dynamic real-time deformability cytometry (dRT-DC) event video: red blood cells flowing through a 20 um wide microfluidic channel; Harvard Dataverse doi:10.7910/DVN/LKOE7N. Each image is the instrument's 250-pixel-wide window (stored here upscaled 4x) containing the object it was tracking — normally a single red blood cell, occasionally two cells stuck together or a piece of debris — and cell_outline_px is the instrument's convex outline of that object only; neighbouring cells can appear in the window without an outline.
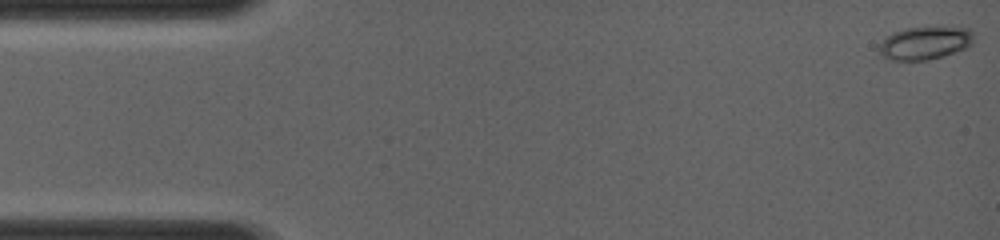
{"species": "common noctule bat (a hibernating species)", "species_latin": "Nyctalus noctula", "temperature_condition": "room temperature", "stored_images_in_passage": 53, "camera_frame_rate_fps": 4000, "um_per_image_px": 0.085, "animal": {"sex": "female", "body_mass_g": 19.0, "forearm_length_mm": 56.7}, "frame": {"image": 1, "passage_image": 1, "time_ms": 0.0, "image_size_px": [1000, 240], "cell_outline_px": [[972, 36], [968, 44], [964, 48], [940, 56], [924, 60], [892, 60], [884, 56], [880, 52], [880, 44], [888, 36], [896, 32], [912, 28], [964, 28], [972, 32]], "centroid_in_image_um": [78.57, 3.67], "position_along_channel_um": 6.4, "area_um2": 16.99}}
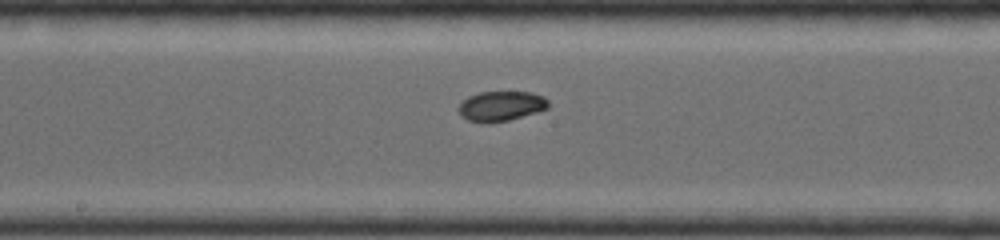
{"frame": {"image": 2, "passage_image": 28, "time_ms": 6.75, "image_size_px": [1000, 240], "cell_outline_px": [[548, 108], [536, 112], [508, 120], [488, 124], [468, 120], [460, 112], [460, 104], [468, 96], [480, 92], [532, 92], [544, 96], [548, 100]], "centroid_in_image_um": [42.62, 9.01], "position_along_channel_um": 205.6, "area_um2": 15.49}}
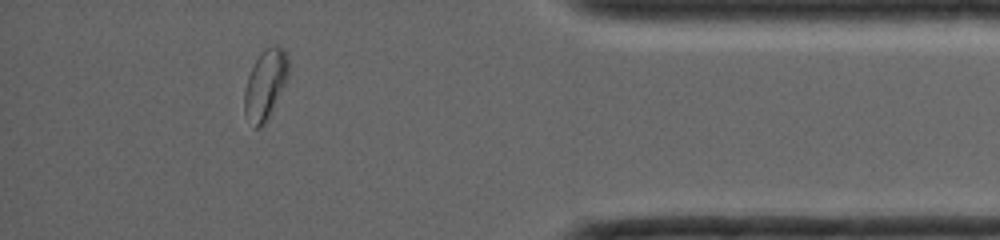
{"frame": {"image": 3, "passage_image": 47, "time_ms": 11.5, "image_size_px": [1000, 240], "cell_outline_px": [[288, 76], [264, 124], [260, 128], [256, 128], [244, 112], [244, 88], [248, 76], [260, 52], [264, 48], [272, 44], [284, 48], [288, 60]], "centroid_in_image_um": [22.54, 7.12], "position_along_channel_um": 412.7, "area_um2": 17.51}}